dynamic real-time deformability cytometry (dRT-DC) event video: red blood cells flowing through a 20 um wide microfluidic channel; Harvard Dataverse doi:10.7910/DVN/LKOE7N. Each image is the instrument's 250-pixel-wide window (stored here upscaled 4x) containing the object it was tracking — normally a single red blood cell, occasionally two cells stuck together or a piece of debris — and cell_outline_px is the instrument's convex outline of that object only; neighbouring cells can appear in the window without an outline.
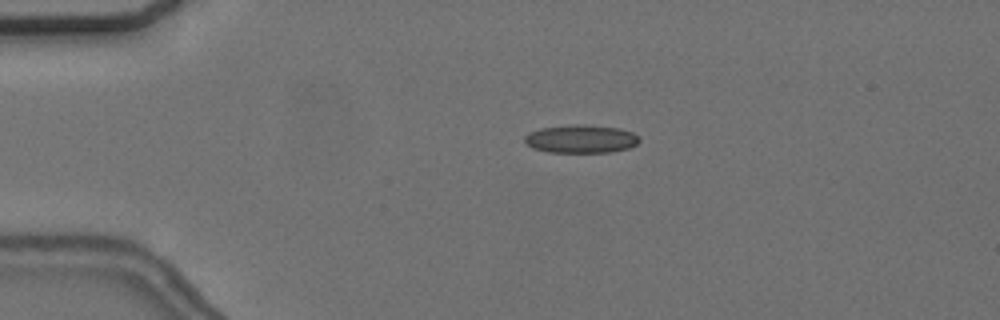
{"species": "common noctule bat (a hibernating species)", "species_latin": "Nyctalus noctula", "temperature_condition": "cold", "stored_images_in_passage": 56, "camera_frame_rate_fps": 3000, "um_per_image_px": 0.085, "animal": {"sex": "female", "body_mass_g": 24.6, "forearm_length_mm": 56.2}, "frame": {"image": 1, "passage_image": 12, "time_ms": 3.667, "image_size_px": [1000, 320], "cell_outline_px": [[640, 140], [636, 144], [628, 148], [612, 152], [548, 152], [532, 148], [524, 140], [524, 136], [528, 132], [540, 128], [576, 124], [584, 124], [620, 128], [632, 132]], "centroid_in_image_um": [49.36, 11.8], "position_along_channel_um": 35.6, "area_um2": 18.84}}
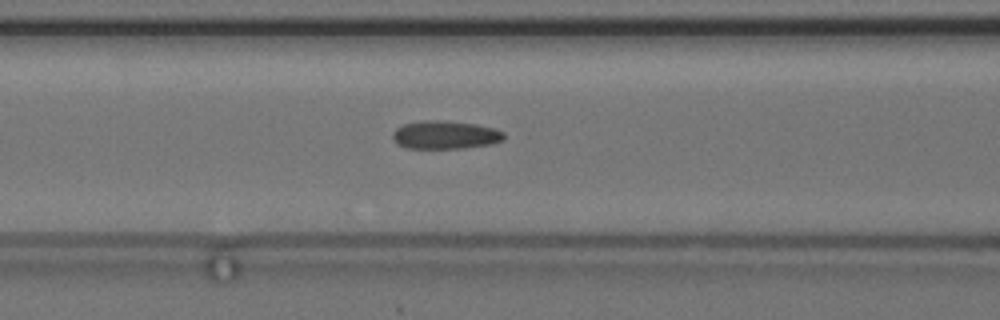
{"frame": {"image": 2, "passage_image": 23, "time_ms": 7.333, "image_size_px": [1000, 320], "cell_outline_px": [[504, 140], [492, 144], [464, 148], [408, 148], [396, 144], [392, 136], [392, 132], [396, 128], [404, 124], [424, 120], [436, 120], [476, 124], [492, 128], [504, 132]], "centroid_in_image_um": [37.83, 11.47], "position_along_channel_um": 128.8, "area_um2": 18.26}}
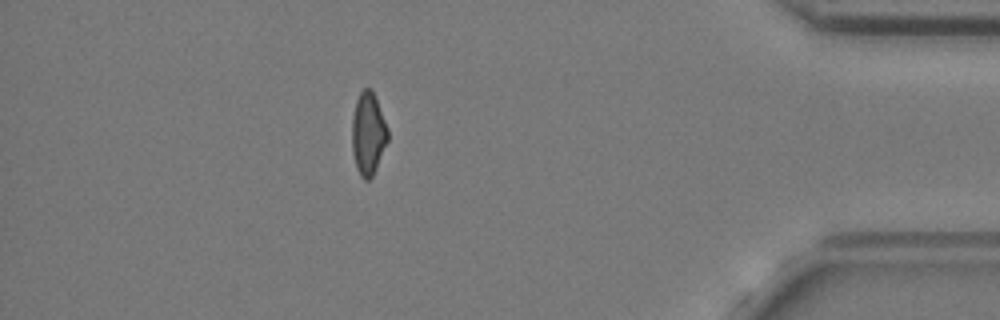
{"frame": {"image": 3, "passage_image": 49, "time_ms": 16.0, "image_size_px": [1000, 320], "cell_outline_px": [[388, 140], [376, 168], [372, 176], [368, 180], [364, 180], [360, 176], [356, 168], [352, 152], [352, 116], [356, 100], [360, 92], [364, 88], [372, 88], [388, 128]], "centroid_in_image_um": [31.28, 11.35], "position_along_channel_um": 403.9, "area_um2": 17.34}, "authors_computed_cell_mechanics": {"area_um2": 18.0914, "velocity_mm_per_s": 3.682, "shape_relaxation_time_tau1_ms": 11.3761, "shape_relaxation_time_tau2_ms": 1.954, "deformation_change_tau1": 0.2018, "deformation_change_tau2": 0.0975}}